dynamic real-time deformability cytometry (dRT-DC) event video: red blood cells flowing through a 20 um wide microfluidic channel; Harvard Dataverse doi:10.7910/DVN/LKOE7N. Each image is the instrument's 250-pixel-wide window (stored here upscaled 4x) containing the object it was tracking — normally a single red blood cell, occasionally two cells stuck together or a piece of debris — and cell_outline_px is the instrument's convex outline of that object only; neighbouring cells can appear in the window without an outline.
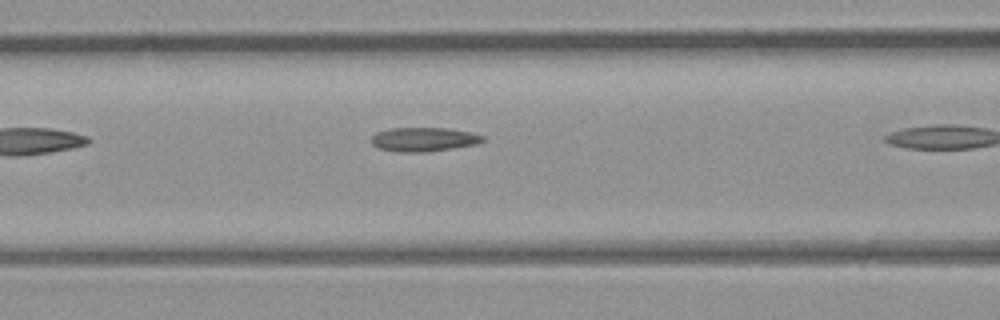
{"species": "common noctule bat (a hibernating species)", "species_latin": "Nyctalus noctula", "temperature_condition": "room temperature", "stored_images_in_passage": 6, "camera_frame_rate_fps": 3000, "um_per_image_px": 0.085, "animal": {"sex": "male", "body_mass_g": 23.1, "forearm_length_mm": 52.7}, "frame": {"image": 1, "passage_image": 5, "time_ms": 1.333, "image_size_px": [1000, 320], "cell_outline_px": [[484, 140], [476, 144], [428, 152], [396, 152], [380, 148], [372, 144], [372, 136], [376, 132], [388, 128], [448, 128], [468, 132], [484, 136]], "centroid_in_image_um": [35.98, 11.85], "position_along_channel_um": 130.6, "area_um2": 15.55}}